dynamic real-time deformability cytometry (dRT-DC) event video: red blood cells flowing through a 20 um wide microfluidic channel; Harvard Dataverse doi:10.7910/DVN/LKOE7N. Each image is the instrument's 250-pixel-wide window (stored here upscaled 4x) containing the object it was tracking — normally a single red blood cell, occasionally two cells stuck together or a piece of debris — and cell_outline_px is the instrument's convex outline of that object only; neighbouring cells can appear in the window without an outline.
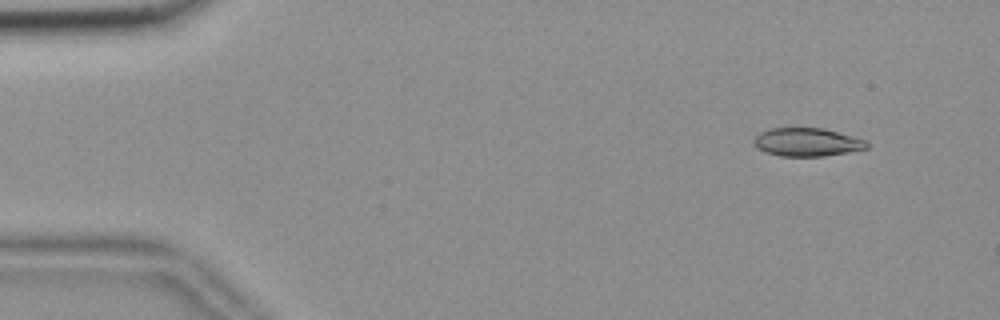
{"species": "common noctule bat (a hibernating species)", "species_latin": "Nyctalus noctula", "temperature_condition": "room temperature", "stored_images_in_passage": 17, "camera_frame_rate_fps": 3000, "um_per_image_px": 0.085, "animal": {"sex": "female", "body_mass_g": 18.4}, "frame": {"image": 1, "passage_image": 5, "time_ms": 1.333, "image_size_px": [1000, 320], "cell_outline_px": [[868, 148], [824, 156], [780, 156], [764, 152], [756, 148], [752, 144], [752, 140], [760, 132], [772, 128], [824, 128], [868, 140]], "centroid_in_image_um": [68.57, 12.08], "position_along_channel_um": 16.4, "area_um2": 18.79}}
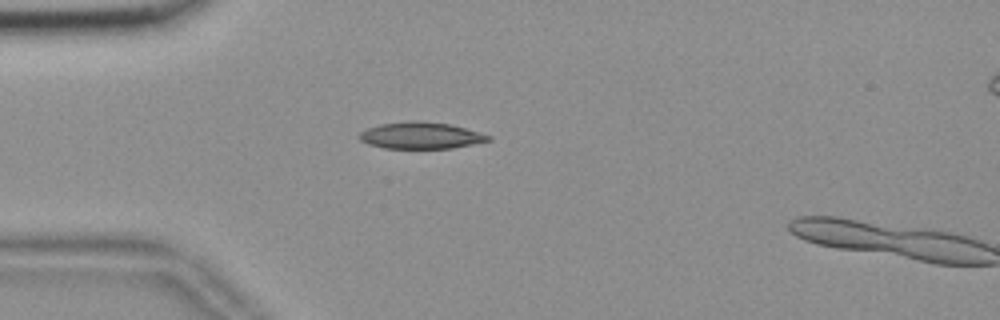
{"frame": {"image": 2, "passage_image": 15, "time_ms": 4.667, "image_size_px": [1000, 320], "cell_outline_px": [[492, 140], [452, 148], [384, 148], [368, 144], [360, 140], [360, 132], [368, 128], [380, 124], [412, 120], [420, 120], [448, 124], [464, 128], [492, 136]], "centroid_in_image_um": [35.77, 11.51], "position_along_channel_um": 49.2, "area_um2": 19.88}}